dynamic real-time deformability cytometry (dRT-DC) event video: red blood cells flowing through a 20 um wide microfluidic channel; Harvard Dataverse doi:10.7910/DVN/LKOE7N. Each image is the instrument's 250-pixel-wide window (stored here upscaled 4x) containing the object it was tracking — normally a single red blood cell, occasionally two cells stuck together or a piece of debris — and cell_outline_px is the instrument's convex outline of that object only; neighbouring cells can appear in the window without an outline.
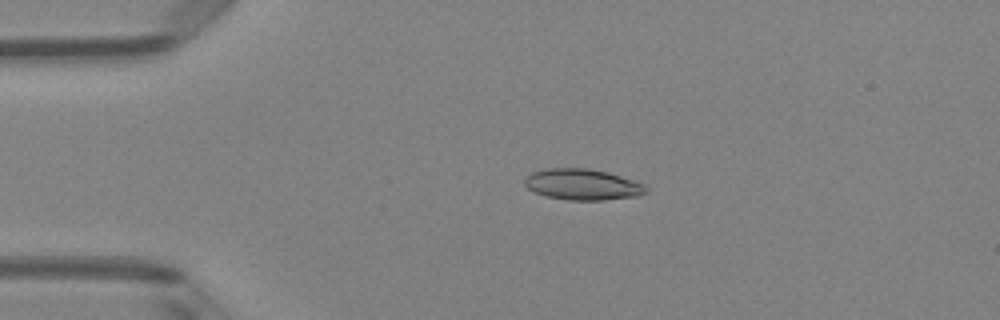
{"species": "Egyptian fruit bat (a non-hibernating species)", "species_latin": "Rousettus aegyptiacus", "temperature_condition": "room temperature", "stored_images_in_passage": 50, "camera_frame_rate_fps": 3000, "um_per_image_px": 0.085, "animal": {"sex": "female"}, "frame": {"image": 1, "passage_image": 11, "time_ms": 3.333, "image_size_px": [1000, 320], "cell_outline_px": [[648, 192], [636, 196], [604, 200], [568, 200], [544, 196], [528, 188], [524, 184], [524, 180], [532, 172], [548, 168], [588, 168], [608, 172], [636, 180], [644, 184], [648, 188]], "centroid_in_image_um": [49.55, 15.68], "position_along_channel_um": 35.4, "area_um2": 22.08}}
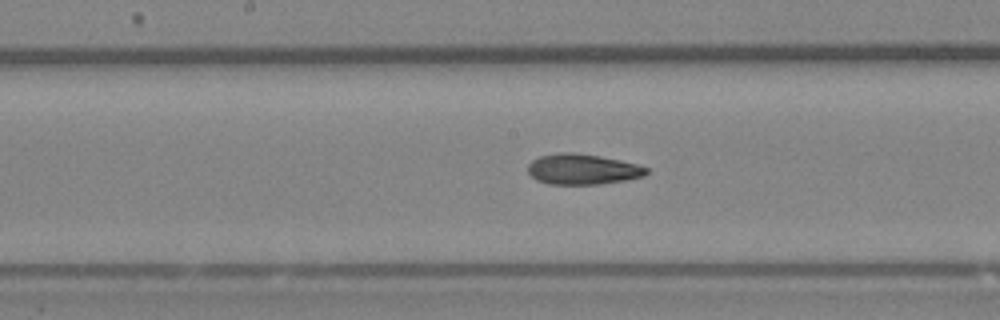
{"frame": {"image": 2, "passage_image": 26, "time_ms": 8.333, "image_size_px": [1000, 320], "cell_outline_px": [[648, 172], [644, 176], [624, 180], [600, 184], [548, 184], [536, 180], [528, 172], [528, 164], [532, 160], [540, 156], [556, 152], [572, 152], [600, 156], [620, 160], [636, 164], [648, 168]], "centroid_in_image_um": [49.49, 14.38], "position_along_channel_um": 198.7, "area_um2": 21.1}}
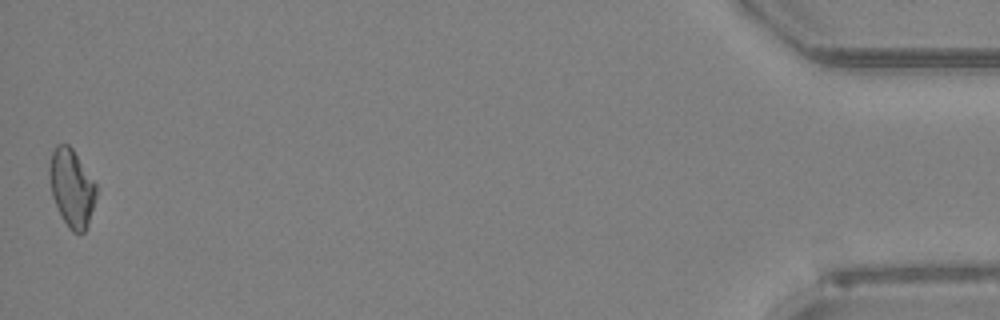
{"frame": {"image": 3, "passage_image": 50, "time_ms": 16.333, "image_size_px": [1000, 320], "cell_outline_px": [[96, 196], [88, 224], [84, 232], [72, 232], [68, 228], [52, 196], [48, 172], [48, 168], [52, 152], [56, 144], [68, 144], [72, 148], [96, 184]], "centroid_in_image_um": [6.08, 15.95], "position_along_channel_um": 429.1, "area_um2": 20.92}, "authors_computed_cell_mechanics": {"area_um2": 21.386, "velocity_mm_per_s": 4.059, "shape_relaxation_time_tau1_ms": null, "shape_relaxation_time_tau2_ms": 4.6999, "deformation_change_tau1": null, "deformation_change_tau2": 0.1203}}